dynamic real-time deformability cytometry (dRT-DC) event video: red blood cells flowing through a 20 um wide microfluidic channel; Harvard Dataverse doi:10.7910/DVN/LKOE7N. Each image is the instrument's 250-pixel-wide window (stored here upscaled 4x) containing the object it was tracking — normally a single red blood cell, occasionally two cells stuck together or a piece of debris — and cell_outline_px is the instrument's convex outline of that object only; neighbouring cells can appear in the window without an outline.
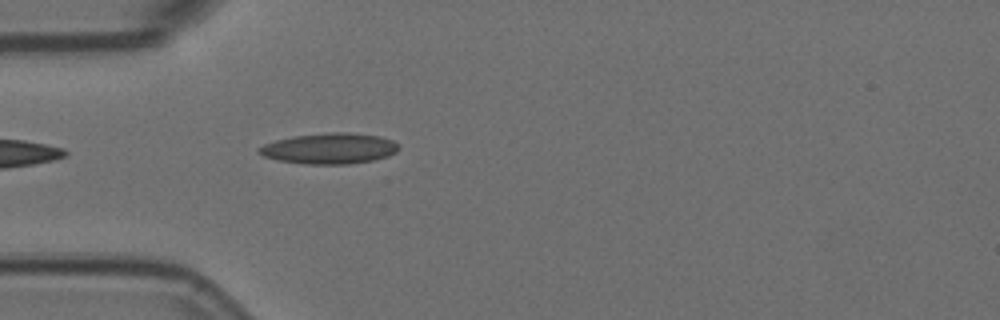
{"species": "Egyptian fruit bat (a non-hibernating species)", "species_latin": "Rousettus aegyptiacus", "temperature_condition": "room temperature", "stored_images_in_passage": 2, "camera_frame_rate_fps": 3000, "um_per_image_px": 0.085, "animal": {"sex": "female"}, "frame": {"image": 1, "passage_image": 2, "time_ms": 0.333, "image_size_px": [1000, 320], "cell_outline_px": [[400, 148], [396, 152], [388, 156], [372, 160], [348, 164], [304, 164], [280, 160], [264, 156], [256, 152], [256, 148], [264, 144], [276, 140], [292, 136], [328, 132], [348, 132], [380, 136], [392, 140]], "centroid_in_image_um": [27.98, 12.61], "position_along_channel_um": 57.0, "area_um2": 25.09}}